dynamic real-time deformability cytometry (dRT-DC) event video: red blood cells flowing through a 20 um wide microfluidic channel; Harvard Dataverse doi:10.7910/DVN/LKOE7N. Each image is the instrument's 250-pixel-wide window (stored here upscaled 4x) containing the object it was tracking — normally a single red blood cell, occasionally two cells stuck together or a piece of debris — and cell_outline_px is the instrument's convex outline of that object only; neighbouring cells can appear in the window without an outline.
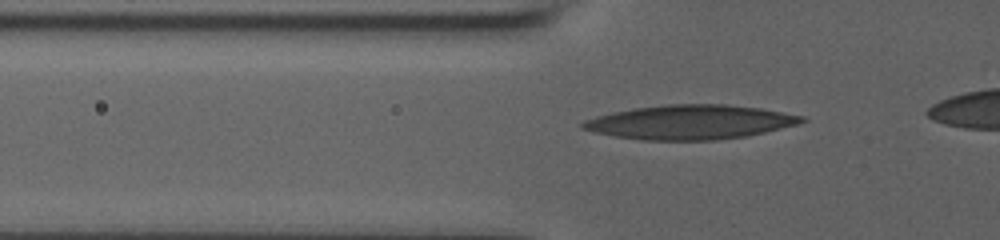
{"species": "human", "species_latin": "Homo sapiens", "temperature_condition": "room temperature", "stored_images_in_passage": 37, "camera_frame_rate_fps": 3000, "um_per_image_px": 0.085, "donor": {"sex": "male"}, "frame": {"image": 1, "passage_image": 6, "time_ms": 1.667, "image_size_px": [1000, 240], "cell_outline_px": [[808, 120], [796, 124], [748, 136], [716, 140], [640, 140], [616, 136], [596, 132], [580, 128], [580, 124], [584, 120], [596, 116], [612, 112], [632, 108], [668, 104], [728, 104], [760, 108], [804, 116]], "centroid_in_image_um": [58.65, 10.38], "position_along_channel_um": 67.2, "area_um2": 43.75}}
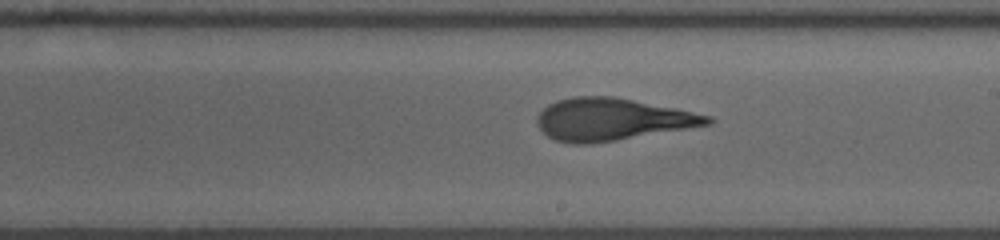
{"frame": {"image": 2, "passage_image": 20, "time_ms": 6.333, "image_size_px": [1000, 240], "cell_outline_px": [[712, 120], [708, 124], [616, 140], [588, 144], [572, 144], [556, 140], [548, 136], [540, 128], [536, 120], [536, 116], [548, 104], [556, 100], [572, 96], [616, 96], [676, 108], [712, 116]], "centroid_in_image_um": [51.96, 10.13], "position_along_channel_um": 237.0, "area_um2": 41.62}}
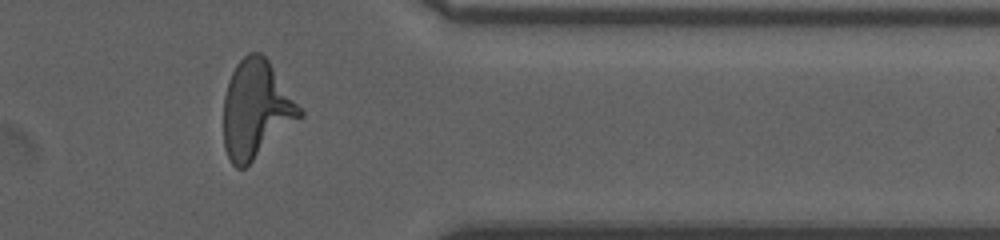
{"frame": {"image": 3, "passage_image": 33, "time_ms": 10.667, "image_size_px": [1000, 240], "cell_outline_px": [[304, 116], [244, 168], [236, 168], [232, 164], [224, 148], [224, 96], [228, 80], [236, 64], [248, 52], [260, 52], [268, 60], [304, 112]], "centroid_in_image_um": [21.76, 9.3], "position_along_channel_um": 389.6, "area_um2": 43.23}}